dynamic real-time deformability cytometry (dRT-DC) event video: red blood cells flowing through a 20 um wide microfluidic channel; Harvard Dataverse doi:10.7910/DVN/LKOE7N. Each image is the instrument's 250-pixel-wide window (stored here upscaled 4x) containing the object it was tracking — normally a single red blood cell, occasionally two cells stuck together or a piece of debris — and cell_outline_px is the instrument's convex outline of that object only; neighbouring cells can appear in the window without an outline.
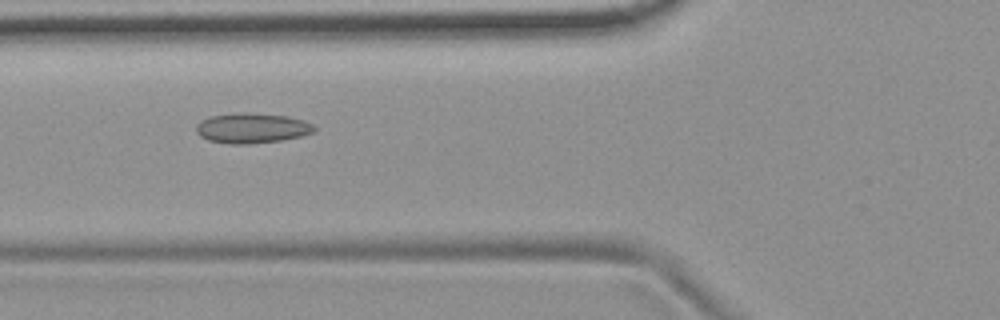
{"species": "common noctule bat (a hibernating species)", "species_latin": "Nyctalus noctula", "temperature_condition": "room temperature", "stored_images_in_passage": 50, "camera_frame_rate_fps": 3000, "um_per_image_px": 0.085, "animal": {"sex": "female", "body_mass_g": 19.9}, "frame": {"image": 1, "passage_image": 16, "time_ms": 5.0, "image_size_px": [1000, 320], "cell_outline_px": [[316, 128], [312, 132], [300, 136], [280, 140], [248, 144], [228, 144], [208, 140], [200, 136], [196, 132], [196, 124], [200, 120], [212, 116], [236, 112], [248, 112], [288, 116], [304, 120], [312, 124]], "centroid_in_image_um": [21.38, 10.88], "position_along_channel_um": 104.4, "area_um2": 20.81}}
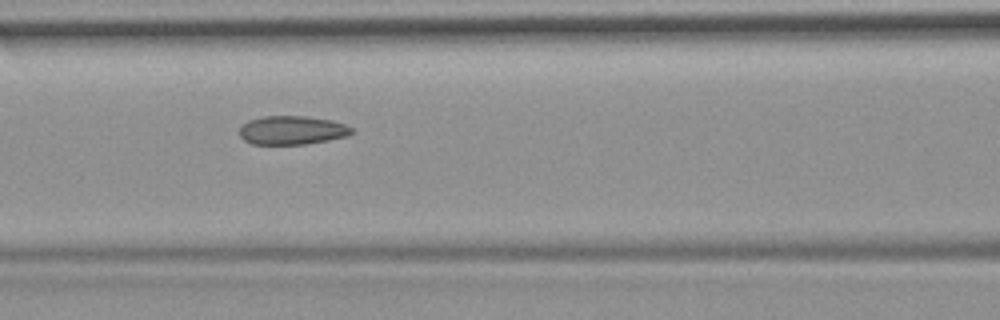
{"frame": {"image": 2, "passage_image": 19, "time_ms": 6.0, "image_size_px": [1000, 320], "cell_outline_px": [[352, 132], [348, 136], [328, 140], [304, 144], [252, 144], [244, 140], [240, 136], [240, 124], [248, 120], [264, 116], [308, 116], [332, 120], [344, 124], [352, 128]], "centroid_in_image_um": [24.8, 11.06], "position_along_channel_um": 141.8, "area_um2": 18.84}}
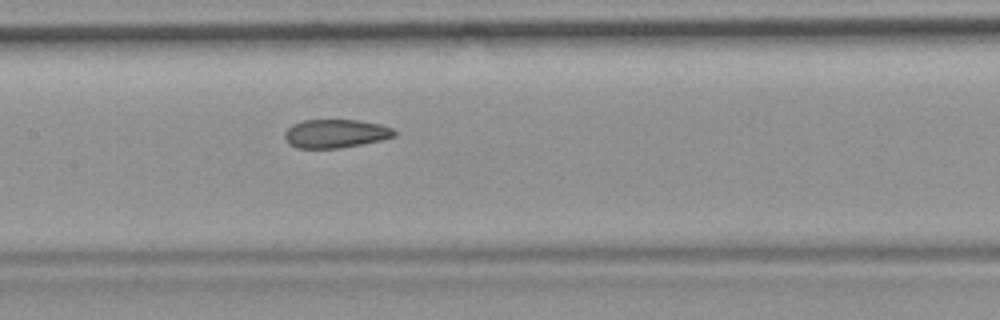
{"frame": {"image": 3, "passage_image": 22, "time_ms": 7.0, "image_size_px": [1000, 320], "cell_outline_px": [[396, 136], [380, 140], [340, 148], [296, 148], [288, 144], [284, 136], [284, 132], [292, 124], [304, 120], [360, 120], [380, 124], [392, 128], [396, 132]], "centroid_in_image_um": [28.5, 11.35], "position_along_channel_um": 178.9, "area_um2": 18.26}, "authors_computed_cell_mechanics": {"area_um2": 19.3341, "velocity_mm_per_s": 3.7163, "shape_relaxation_time_tau1_ms": null, "shape_relaxation_time_tau2_ms": 2.0575, "deformation_change_tau1": null, "deformation_change_tau2": 0.0734}}